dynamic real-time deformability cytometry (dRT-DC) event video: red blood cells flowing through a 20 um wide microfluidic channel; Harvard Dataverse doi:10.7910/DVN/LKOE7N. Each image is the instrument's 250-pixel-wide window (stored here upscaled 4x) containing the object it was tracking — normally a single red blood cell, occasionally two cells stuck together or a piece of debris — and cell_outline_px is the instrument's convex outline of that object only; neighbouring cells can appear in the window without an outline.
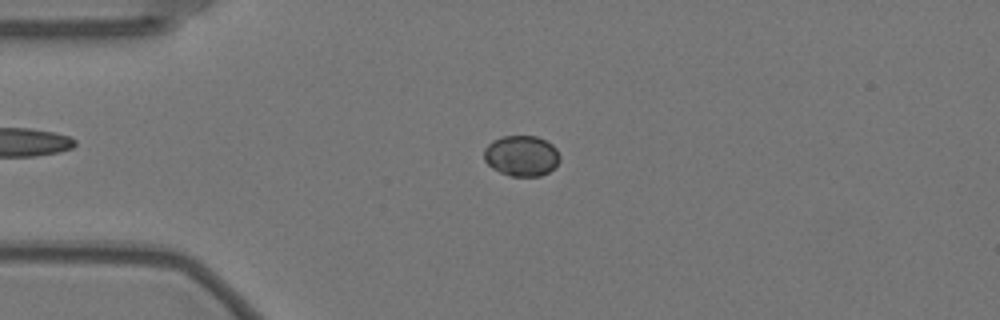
{"species": "Egyptian fruit bat (a non-hibernating species)", "species_latin": "Rousettus aegyptiacus", "temperature_condition": "warm", "stored_images_in_passage": 58, "camera_frame_rate_fps": 3000, "um_per_image_px": 0.085, "animal": {"sex": "female"}, "frame": {"image": 1, "passage_image": 14, "time_ms": 4.333, "image_size_px": [1000, 320], "cell_outline_px": [[560, 160], [548, 172], [540, 176], [512, 176], [500, 172], [492, 168], [484, 160], [484, 148], [492, 140], [504, 136], [536, 136], [552, 144], [556, 148], [560, 156]], "centroid_in_image_um": [44.31, 13.24], "position_along_channel_um": 40.7, "area_um2": 17.92}}
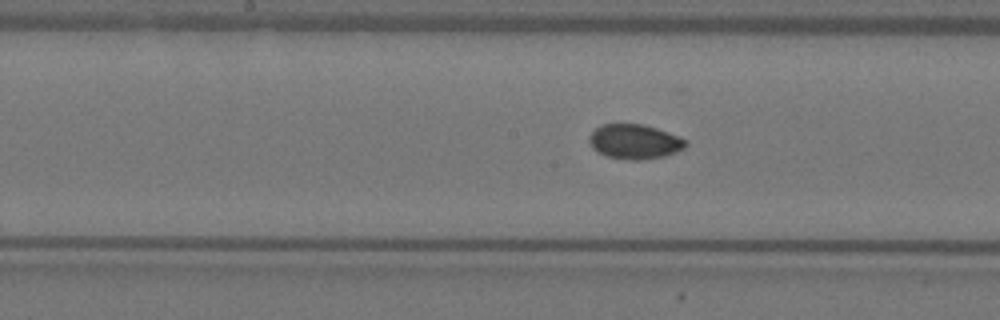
{"frame": {"image": 2, "passage_image": 29, "time_ms": 9.333, "image_size_px": [1000, 320], "cell_outline_px": [[688, 144], [684, 148], [676, 152], [664, 156], [640, 160], [628, 160], [608, 156], [592, 148], [588, 140], [588, 136], [600, 124], [644, 124], [656, 128], [688, 140]], "centroid_in_image_um": [53.94, 12.03], "position_along_channel_um": 194.3, "area_um2": 19.48}}
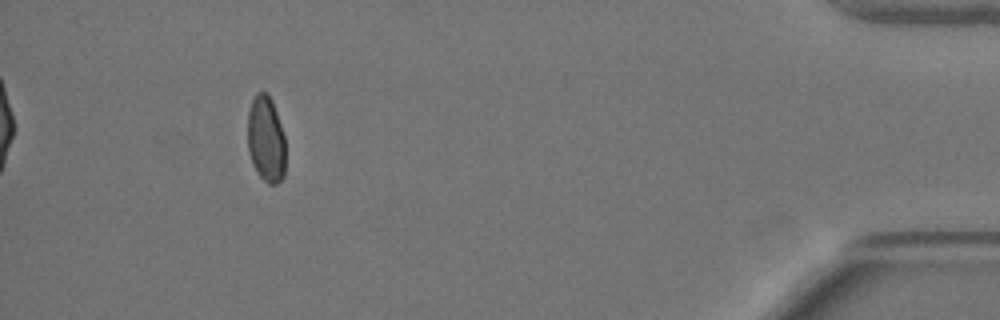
{"frame": {"image": 3, "passage_image": 53, "time_ms": 17.333, "image_size_px": [1000, 320], "cell_outline_px": [[284, 176], [276, 184], [268, 184], [260, 176], [252, 164], [248, 152], [248, 112], [252, 100], [256, 92], [268, 92], [272, 100], [284, 136]], "centroid_in_image_um": [22.59, 11.82], "position_along_channel_um": 412.6, "area_um2": 19.02}}